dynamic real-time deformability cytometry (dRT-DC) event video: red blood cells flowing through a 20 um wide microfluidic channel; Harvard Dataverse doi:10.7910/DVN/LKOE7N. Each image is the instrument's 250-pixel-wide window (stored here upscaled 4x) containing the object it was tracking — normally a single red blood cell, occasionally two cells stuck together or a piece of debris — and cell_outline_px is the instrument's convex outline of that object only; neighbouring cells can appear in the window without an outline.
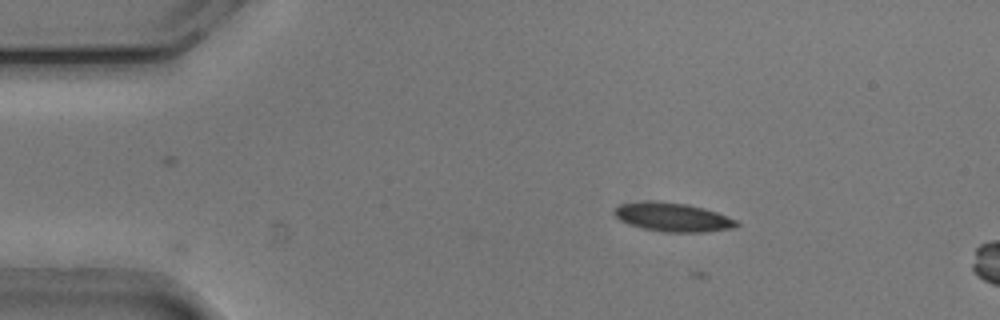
{"species": "common noctule bat (a hibernating species)", "species_latin": "Nyctalus noctula", "temperature_condition": "cold", "stored_images_in_passage": 6, "camera_frame_rate_fps": 3000, "um_per_image_px": 0.085, "animal": {"sex": "male", "body_mass_g": 20.5, "forearm_length_mm": 52.5}, "frame": {"image": 1, "passage_image": 1, "time_ms": 0.0, "image_size_px": [1000, 320], "cell_outline_px": [[740, 224], [736, 228], [704, 232], [664, 232], [644, 228], [628, 224], [620, 220], [612, 212], [612, 208], [620, 204], [644, 200], [688, 204], [704, 208], [716, 212], [736, 220]], "centroid_in_image_um": [57.16, 18.45], "position_along_channel_um": 27.8, "area_um2": 20.63}}